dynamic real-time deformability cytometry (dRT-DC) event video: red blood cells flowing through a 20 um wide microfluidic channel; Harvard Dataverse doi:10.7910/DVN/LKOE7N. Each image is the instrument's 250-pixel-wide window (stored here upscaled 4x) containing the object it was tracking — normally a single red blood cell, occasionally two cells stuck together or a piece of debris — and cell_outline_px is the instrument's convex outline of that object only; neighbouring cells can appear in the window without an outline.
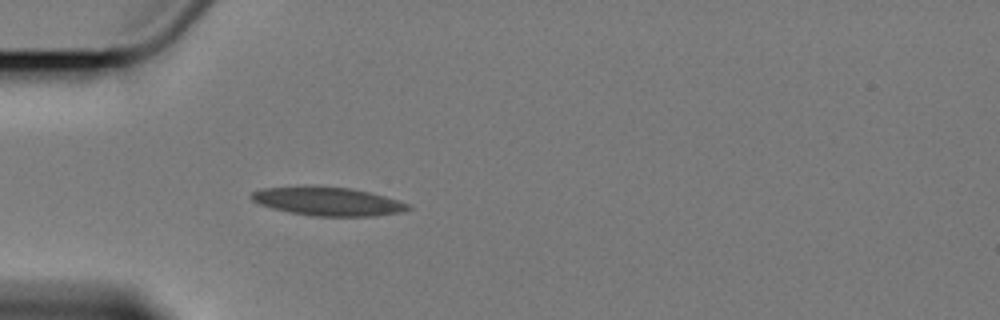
{"species": "Egyptian fruit bat (a non-hibernating species)", "species_latin": "Rousettus aegyptiacus", "temperature_condition": "cold", "stored_images_in_passage": 3, "camera_frame_rate_fps": 3000, "um_per_image_px": 0.085, "animal": {"sex": "female"}, "frame": {"image": 1, "passage_image": 3, "time_ms": 3.333, "image_size_px": [1000, 320], "cell_outline_px": [[412, 208], [400, 212], [376, 216], [312, 216], [288, 212], [272, 208], [260, 204], [252, 200], [248, 196], [252, 192], [260, 188], [352, 188], [384, 196], [408, 204]], "centroid_in_image_um": [27.86, 17.15], "position_along_channel_um": 57.1, "area_um2": 25.26}}